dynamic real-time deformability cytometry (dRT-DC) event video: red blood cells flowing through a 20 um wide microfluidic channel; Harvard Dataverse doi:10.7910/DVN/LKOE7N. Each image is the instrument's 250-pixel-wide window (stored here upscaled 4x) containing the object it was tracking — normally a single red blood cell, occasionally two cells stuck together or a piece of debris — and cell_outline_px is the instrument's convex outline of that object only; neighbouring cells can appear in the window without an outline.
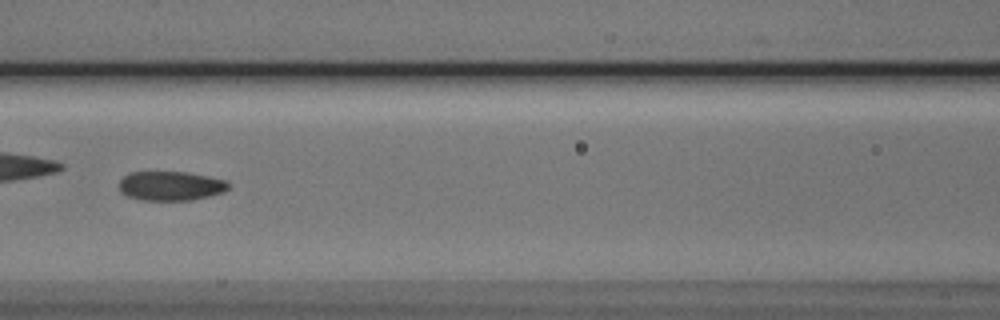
{"species": "Egyptian fruit bat (a non-hibernating species)", "species_latin": "Rousettus aegyptiacus", "temperature_condition": "cold", "stored_images_in_passage": 8, "camera_frame_rate_fps": 3000, "um_per_image_px": 0.085, "animal": {"sex": "male"}, "frame": {"image": 1, "passage_image": 7, "time_ms": 7.0, "image_size_px": [1000, 320], "cell_outline_px": [[232, 184], [224, 192], [192, 200], [140, 200], [128, 196], [120, 192], [120, 180], [124, 176], [132, 172], [188, 172], [228, 180]], "centroid_in_image_um": [14.55, 15.8], "position_along_channel_um": 152.0, "area_um2": 18.79}}
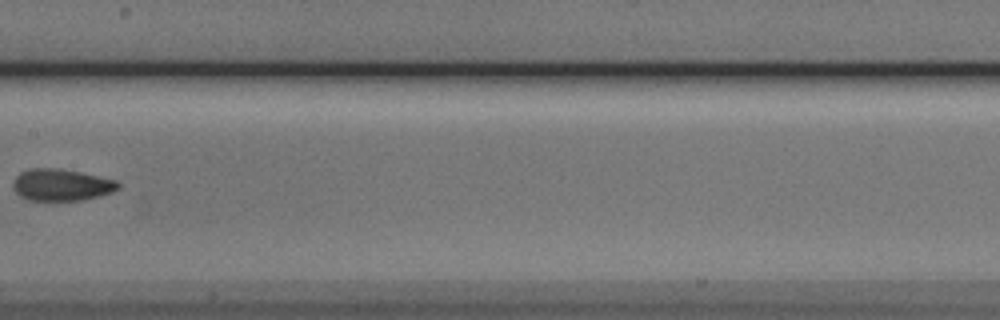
{"frame": {"image": 2, "passage_image": 8, "time_ms": 8.333, "image_size_px": [1000, 320], "cell_outline_px": [[120, 188], [112, 192], [100, 196], [84, 200], [28, 200], [20, 196], [12, 188], [12, 180], [20, 172], [32, 168], [52, 168], [80, 172], [116, 180], [120, 184]], "centroid_in_image_um": [5.2, 15.72], "position_along_channel_um": 202.2, "area_um2": 19.54}}